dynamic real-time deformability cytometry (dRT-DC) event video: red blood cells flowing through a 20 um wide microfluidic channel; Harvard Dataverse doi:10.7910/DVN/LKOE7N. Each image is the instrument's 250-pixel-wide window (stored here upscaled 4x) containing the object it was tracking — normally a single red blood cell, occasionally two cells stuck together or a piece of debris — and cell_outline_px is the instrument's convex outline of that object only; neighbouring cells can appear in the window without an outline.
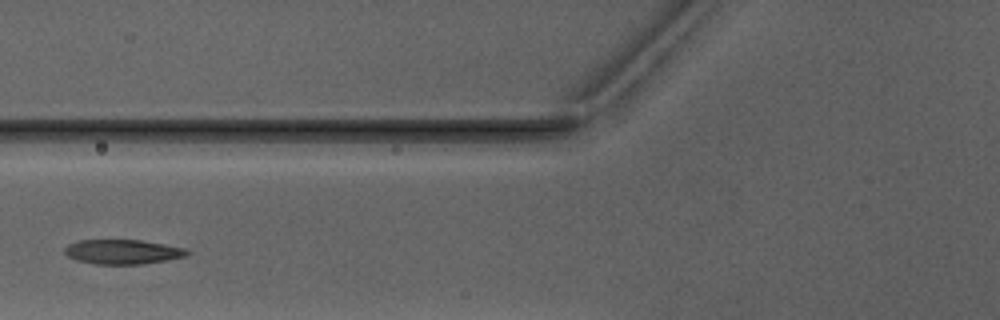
{"species": "Egyptian fruit bat (a non-hibernating species)", "species_latin": "Rousettus aegyptiacus", "temperature_condition": "warm", "stored_images_in_passage": 3, "camera_frame_rate_fps": 3000, "um_per_image_px": 0.085, "animal": {"sex": "male"}, "frame": {"image": 1, "passage_image": 3, "time_ms": 2.333, "image_size_px": [1000, 320], "cell_outline_px": [[192, 252], [188, 256], [168, 260], [140, 264], [96, 264], [76, 260], [68, 256], [64, 252], [64, 248], [68, 244], [80, 240], [140, 240], [164, 244], [184, 248]], "centroid_in_image_um": [10.45, 21.4], "position_along_channel_um": 115.4, "area_um2": 17.57}}